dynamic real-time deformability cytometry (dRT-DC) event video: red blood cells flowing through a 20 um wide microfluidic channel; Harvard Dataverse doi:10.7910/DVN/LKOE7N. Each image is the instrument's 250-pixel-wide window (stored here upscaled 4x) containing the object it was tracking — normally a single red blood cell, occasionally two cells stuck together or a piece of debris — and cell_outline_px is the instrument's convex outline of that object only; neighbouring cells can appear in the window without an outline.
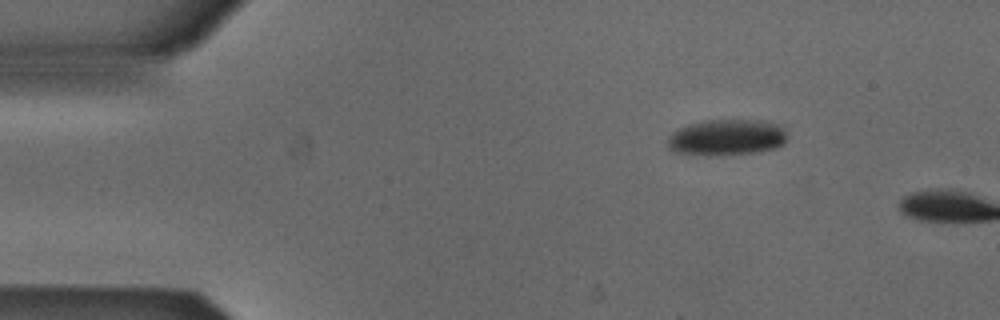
{"species": "Egyptian fruit bat (a non-hibernating species)", "species_latin": "Rousettus aegyptiacus", "temperature_condition": "cold", "stored_images_in_passage": 3, "camera_frame_rate_fps": 3000, "um_per_image_px": 0.085, "animal": {"sex": "male"}, "frame": {"image": 1, "passage_image": 1, "time_ms": 0.0, "image_size_px": [1000, 320], "cell_outline_px": [[788, 136], [784, 144], [776, 148], [760, 152], [720, 156], [704, 156], [672, 152], [668, 148], [668, 136], [672, 132], [688, 124], [704, 120], [768, 120], [780, 124], [784, 128]], "centroid_in_image_um": [61.8, 11.69], "position_along_channel_um": 23.2, "area_um2": 26.01}}